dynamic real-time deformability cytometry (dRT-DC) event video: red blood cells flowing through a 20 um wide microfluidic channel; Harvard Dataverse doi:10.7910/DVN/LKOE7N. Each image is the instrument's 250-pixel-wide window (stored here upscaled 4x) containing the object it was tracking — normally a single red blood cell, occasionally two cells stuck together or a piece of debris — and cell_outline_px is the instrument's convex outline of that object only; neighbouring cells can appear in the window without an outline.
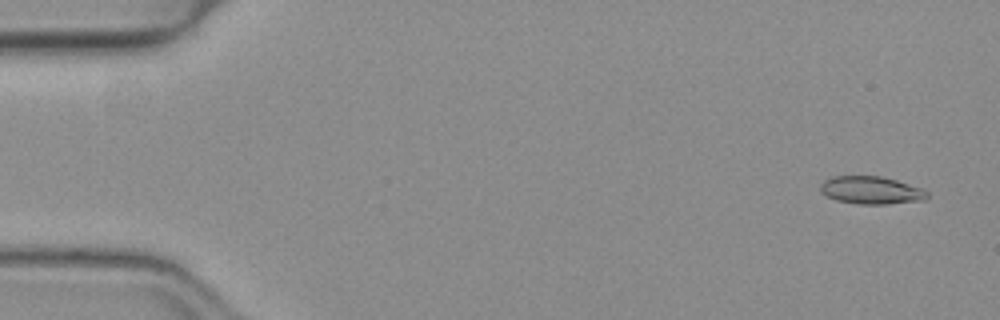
{"species": "common noctule bat (a hibernating species)", "species_latin": "Nyctalus noctula", "temperature_condition": "warm", "stored_images_in_passage": 50, "camera_frame_rate_fps": 3000, "um_per_image_px": 0.085, "animal": {"sex": "female", "body_mass_g": 19.3, "forearm_length_mm": 54.1}, "frame": {"image": 1, "passage_image": 1, "time_ms": 0.0, "image_size_px": [1000, 320], "cell_outline_px": [[928, 196], [924, 200], [888, 204], [856, 204], [836, 200], [820, 192], [820, 184], [824, 180], [832, 176], [880, 176], [896, 180], [924, 188], [928, 192]], "centroid_in_image_um": [74.05, 16.17], "position_along_channel_um": 10.9, "area_um2": 17.4}}
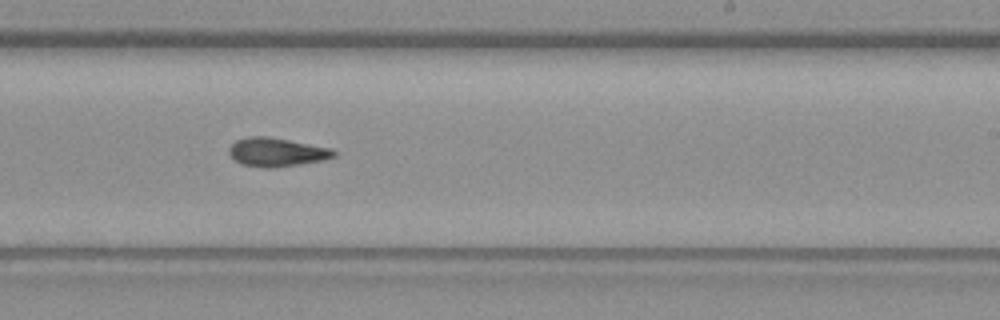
{"frame": {"image": 2, "passage_image": 30, "time_ms": 9.667, "image_size_px": [1000, 320], "cell_outline_px": [[336, 156], [324, 160], [300, 164], [272, 168], [264, 168], [240, 164], [228, 152], [228, 148], [236, 140], [248, 136], [264, 136], [288, 140], [332, 148], [336, 152]], "centroid_in_image_um": [23.51, 12.94], "position_along_channel_um": 265.5, "area_um2": 17.51}}
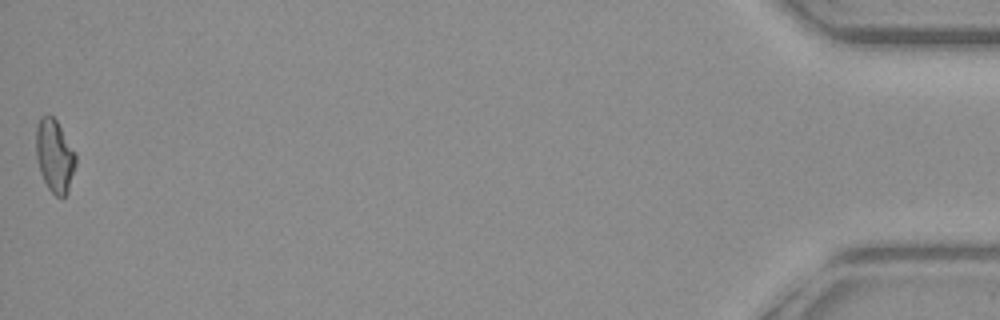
{"frame": {"image": 3, "passage_image": 50, "time_ms": 16.333, "image_size_px": [1000, 320], "cell_outline_px": [[76, 164], [68, 192], [64, 196], [56, 196], [48, 188], [40, 172], [36, 156], [36, 124], [40, 116], [52, 116], [56, 120], [76, 152]], "centroid_in_image_um": [4.64, 13.23], "position_along_channel_um": 430.6, "area_um2": 16.88}, "authors_computed_cell_mechanics": {"area_um2": 17.1088, "velocity_mm_per_s": 4.0024, "shape_relaxation_time_tau1_ms": null, "shape_relaxation_time_tau2_ms": 7.8896, "deformation_change_tau1": null, "deformation_change_tau2": 0.1626}}